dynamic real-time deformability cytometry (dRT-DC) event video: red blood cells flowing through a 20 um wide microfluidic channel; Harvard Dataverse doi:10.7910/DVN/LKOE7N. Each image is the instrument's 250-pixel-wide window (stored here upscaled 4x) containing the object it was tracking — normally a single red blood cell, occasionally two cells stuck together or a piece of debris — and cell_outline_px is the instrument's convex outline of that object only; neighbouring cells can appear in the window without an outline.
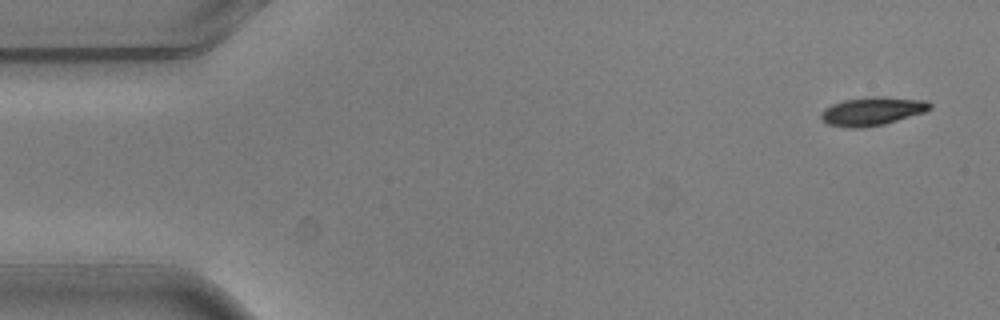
{"species": "common noctule bat (a hibernating species)", "species_latin": "Nyctalus noctula", "temperature_condition": "warm", "stored_images_in_passage": 4, "camera_frame_rate_fps": 3000, "um_per_image_px": 0.085, "animal": {"sex": "male", "body_mass_g": 20.5, "forearm_length_mm": 52.5}, "frame": {"image": 1, "passage_image": 1, "time_ms": 0.0, "image_size_px": [1000, 320], "cell_outline_px": [[932, 108], [924, 112], [884, 124], [864, 128], [848, 128], [828, 124], [820, 116], [820, 112], [824, 108], [832, 104], [844, 100], [872, 96], [884, 96], [928, 100], [932, 104]], "centroid_in_image_um": [74.16, 9.44], "position_along_channel_um": 10.8, "area_um2": 18.21}}
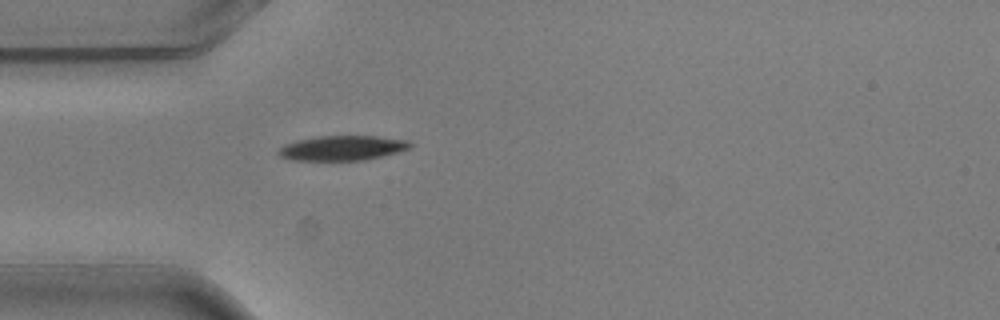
{"frame": {"image": 2, "passage_image": 4, "time_ms": 1.0, "image_size_px": [1000, 320], "cell_outline_px": [[412, 148], [364, 160], [292, 160], [280, 156], [276, 152], [284, 144], [296, 140], [320, 136], [376, 136], [408, 140], [412, 144]], "centroid_in_image_um": [29.08, 12.57], "position_along_channel_um": 55.9, "area_um2": 18.96}}